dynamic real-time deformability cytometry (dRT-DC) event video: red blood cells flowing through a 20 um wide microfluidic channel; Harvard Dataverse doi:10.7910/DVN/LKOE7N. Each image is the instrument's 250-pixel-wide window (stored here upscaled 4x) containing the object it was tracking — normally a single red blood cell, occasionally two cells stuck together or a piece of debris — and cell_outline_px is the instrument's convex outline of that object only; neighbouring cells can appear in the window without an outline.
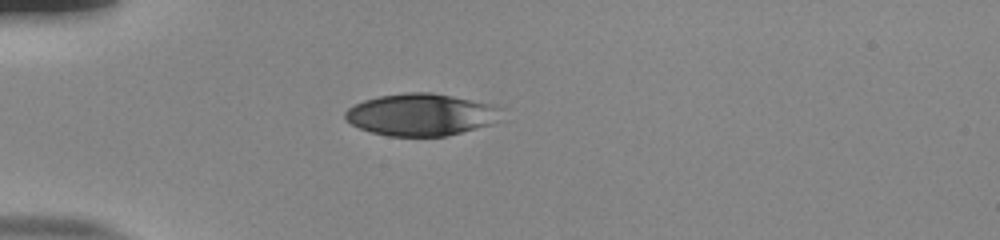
{"species": "human", "species_latin": "Homo sapiens", "temperature_condition": "room temperature", "stored_images_in_passage": 39, "camera_frame_rate_fps": 3000, "um_per_image_px": 0.085, "donor": {"sex": "male"}, "frame": {"image": 1, "passage_image": 1, "time_ms": 0.0, "image_size_px": [1000, 240], "cell_outline_px": [[508, 120], [448, 136], [388, 136], [372, 132], [360, 128], [344, 120], [344, 112], [348, 108], [364, 100], [380, 96], [404, 92], [432, 92], [492, 104], [504, 108]], "centroid_in_image_um": [35.92, 9.75], "position_along_channel_um": 49.1, "area_um2": 39.13}}
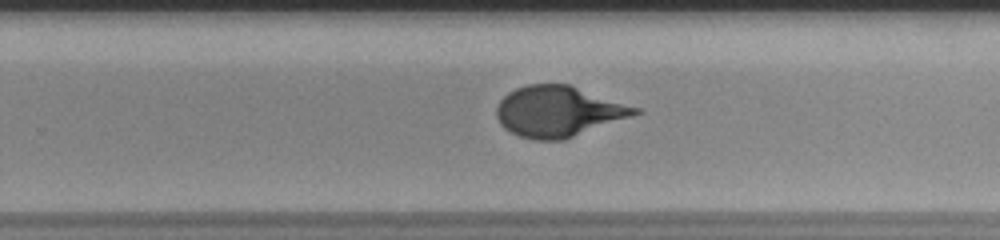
{"frame": {"image": 2, "passage_image": 21, "time_ms": 6.667, "image_size_px": [1000, 240], "cell_outline_px": [[644, 112], [564, 140], [536, 140], [520, 136], [504, 128], [500, 124], [496, 116], [496, 108], [500, 100], [508, 92], [516, 88], [528, 84], [568, 84], [640, 108]], "centroid_in_image_um": [47.47, 9.47], "position_along_channel_um": 282.3, "area_um2": 40.86}}
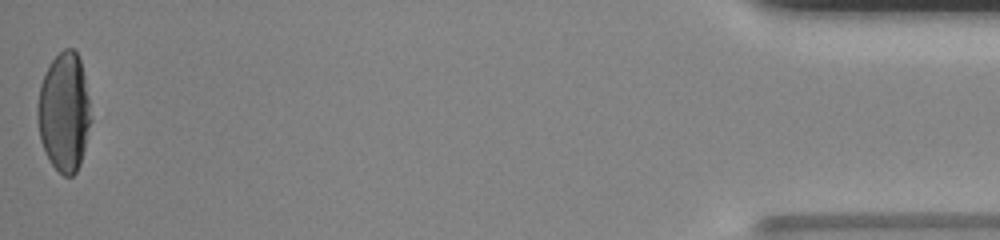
{"frame": {"image": 3, "passage_image": 39, "time_ms": 12.667, "image_size_px": [1000, 240], "cell_outline_px": [[92, 120], [80, 164], [76, 172], [72, 176], [64, 176], [52, 164], [40, 140], [36, 116], [36, 108], [40, 84], [52, 60], [64, 48], [72, 48], [76, 52], [80, 60], [84, 76], [92, 116]], "centroid_in_image_um": [5.45, 9.53], "position_along_channel_um": 429.7, "area_um2": 36.93}, "authors_computed_cell_mechanics": {"area_um2": 40.8646, "velocity_mm_per_s": 3.8373, "shape_relaxation_time_tau1_ms": 4.0992, "shape_relaxation_time_tau2_ms": null, "deformation_change_tau1": 0.2, "deformation_change_tau2": null}}